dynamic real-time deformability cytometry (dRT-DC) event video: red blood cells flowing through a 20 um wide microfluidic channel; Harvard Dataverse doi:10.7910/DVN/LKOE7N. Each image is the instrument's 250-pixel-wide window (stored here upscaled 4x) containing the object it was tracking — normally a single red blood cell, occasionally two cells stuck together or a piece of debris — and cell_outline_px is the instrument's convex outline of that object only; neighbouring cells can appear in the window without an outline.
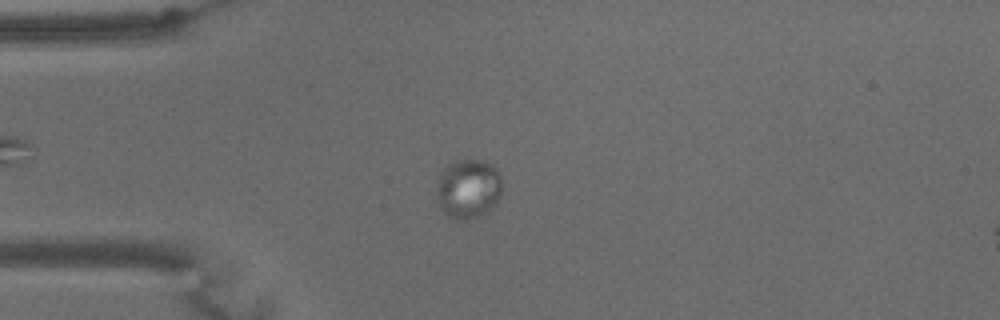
{"species": "common noctule bat (a hibernating species)", "species_latin": "Nyctalus noctula", "temperature_condition": "warm", "stored_images_in_passage": 67, "camera_frame_rate_fps": 3000, "um_per_image_px": 0.085, "animal": {"sex": "male", "body_mass_g": 15.6}, "frame": {"image": 1, "passage_image": 15, "time_ms": 4.667, "image_size_px": [1000, 320], "cell_outline_px": [[500, 192], [496, 204], [488, 212], [464, 220], [456, 220], [448, 216], [444, 212], [440, 204], [440, 176], [444, 168], [456, 160], [484, 160], [492, 164], [496, 168], [500, 176]], "centroid_in_image_um": [39.86, 16.04], "position_along_channel_um": 45.1, "area_um2": 22.02}}
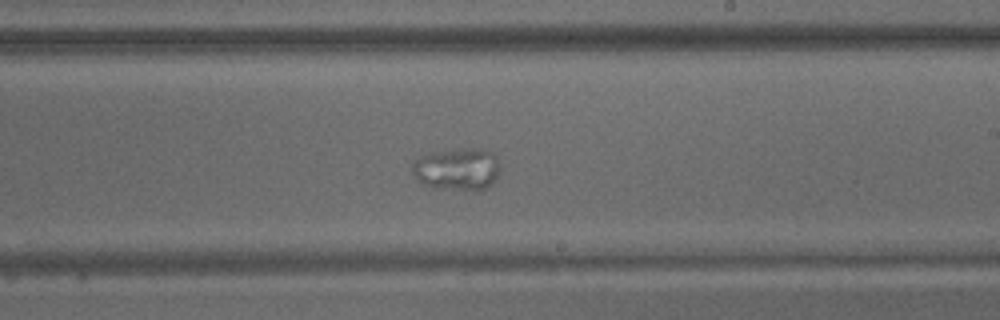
{"frame": {"image": 2, "passage_image": 38, "time_ms": 12.333, "image_size_px": [1000, 320], "cell_outline_px": [[500, 168], [492, 184], [484, 188], [432, 188], [424, 184], [412, 172], [412, 164], [420, 156], [436, 152], [472, 148], [492, 152], [496, 156]], "centroid_in_image_um": [38.86, 14.36], "position_along_channel_um": 250.1, "area_um2": 20.87}}
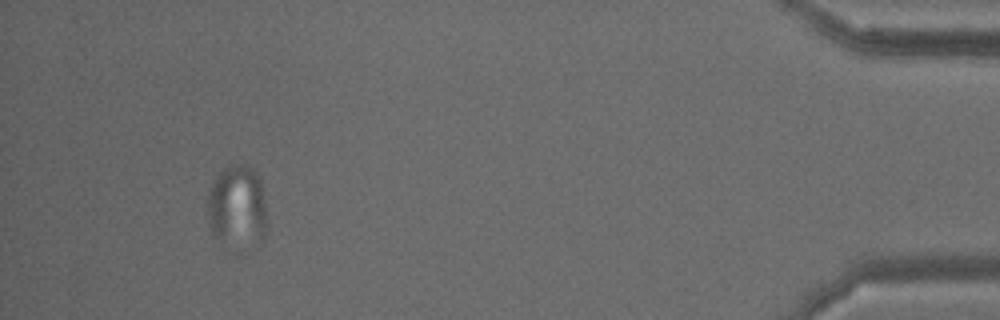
{"frame": {"image": 3, "passage_image": 62, "time_ms": 20.333, "image_size_px": [1000, 320], "cell_outline_px": [[264, 236], [212, 236], [208, 224], [208, 188], [216, 176], [220, 172], [232, 164], [244, 164], [252, 168], [256, 172], [260, 180], [264, 204]], "centroid_in_image_um": [20.08, 17.26], "position_along_channel_um": 415.1, "area_um2": 25.84}, "authors_computed_cell_mechanics": {"area_um2": 24.5072, "velocity_mm_per_s": 2.9289, "shape_relaxation_time_tau1_ms": 1.2884, "shape_relaxation_time_tau2_ms": null, "deformation_change_tau1": null, "deformation_change_tau2": null}}